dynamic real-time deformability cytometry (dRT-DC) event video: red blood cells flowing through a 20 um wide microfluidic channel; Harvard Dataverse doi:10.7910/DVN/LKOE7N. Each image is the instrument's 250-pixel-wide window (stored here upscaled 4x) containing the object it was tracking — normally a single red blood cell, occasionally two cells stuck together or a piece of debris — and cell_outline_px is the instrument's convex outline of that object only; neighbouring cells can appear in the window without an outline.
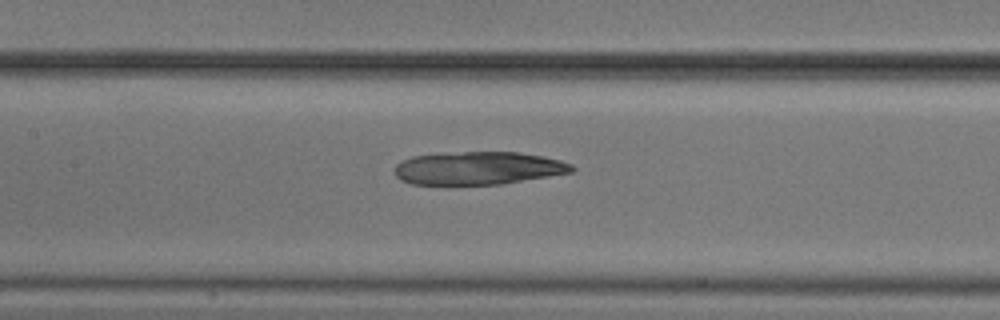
{"species": "common noctule bat (a hibernating species)", "species_latin": "Nyctalus noctula", "temperature_condition": "cold", "stored_images_in_passage": 45, "camera_frame_rate_fps": 3000, "um_per_image_px": 0.085, "animal": {"sex": "male", "body_mass_g": 20.5, "forearm_length_mm": 52.5}, "frame": {"image": 1, "passage_image": 17, "time_ms": 5.333, "image_size_px": [1000, 320], "cell_outline_px": [[576, 168], [572, 172], [500, 184], [448, 188], [412, 184], [400, 180], [396, 176], [396, 164], [400, 160], [412, 156], [464, 152], [516, 152], [544, 156], [560, 160], [572, 164]], "centroid_in_image_um": [40.58, 14.34], "position_along_channel_um": 166.8, "area_um2": 35.08}}
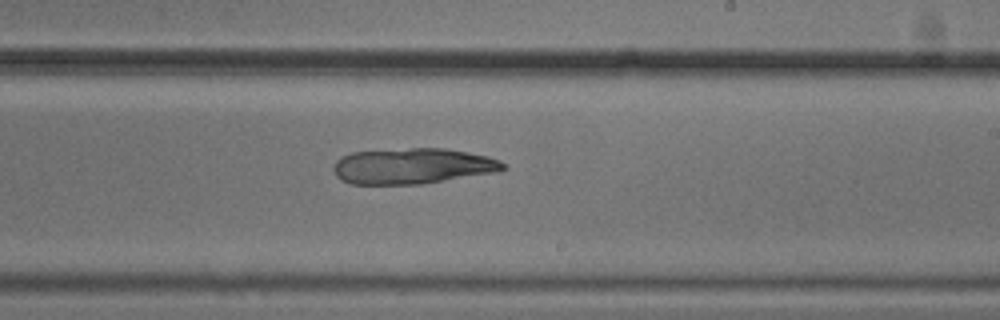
{"frame": {"image": 2, "passage_image": 24, "time_ms": 7.667, "image_size_px": [1000, 320], "cell_outline_px": [[508, 168], [500, 172], [420, 184], [352, 184], [340, 180], [336, 176], [332, 168], [336, 160], [340, 156], [352, 152], [412, 148], [448, 148], [488, 156], [500, 160]], "centroid_in_image_um": [35.09, 14.11], "position_along_channel_um": 253.9, "area_um2": 35.72}}
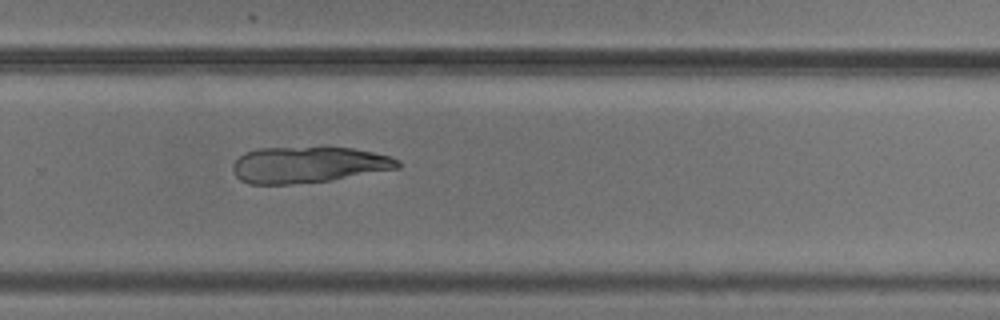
{"frame": {"image": 3, "passage_image": 28, "time_ms": 9.0, "image_size_px": [1000, 320], "cell_outline_px": [[400, 168], [332, 180], [292, 184], [248, 184], [240, 180], [236, 176], [232, 168], [232, 164], [244, 152], [260, 148], [352, 148], [372, 152], [388, 156], [400, 160]], "centroid_in_image_um": [26.19, 14.02], "position_along_channel_um": 303.6, "area_um2": 34.62}}